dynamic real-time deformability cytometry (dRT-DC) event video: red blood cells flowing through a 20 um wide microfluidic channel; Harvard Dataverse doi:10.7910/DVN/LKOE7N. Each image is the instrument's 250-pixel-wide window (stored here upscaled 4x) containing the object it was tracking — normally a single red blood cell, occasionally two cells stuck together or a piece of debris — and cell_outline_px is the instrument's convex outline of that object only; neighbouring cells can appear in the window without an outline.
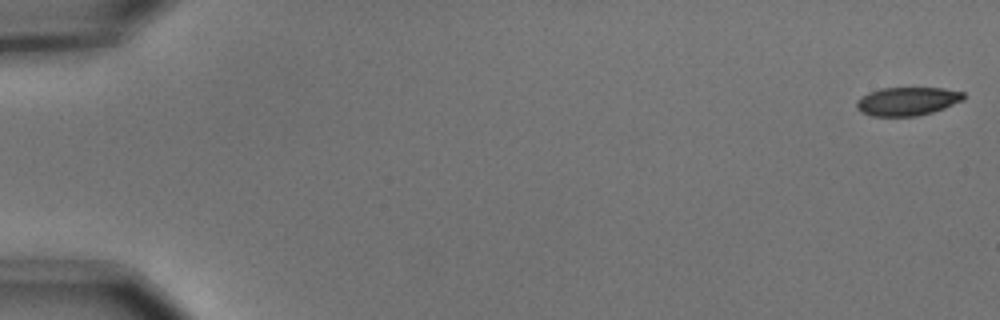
{"species": "common noctule bat (a hibernating species)", "species_latin": "Nyctalus noctula", "temperature_condition": "cold", "stored_images_in_passage": 8, "camera_frame_rate_fps": 3000, "um_per_image_px": 0.085, "animal": {"sex": "male", "body_mass_g": 15.6}, "frame": {"image": 1, "passage_image": 1, "time_ms": 0.0, "image_size_px": [1000, 320], "cell_outline_px": [[964, 100], [944, 108], [932, 112], [916, 116], [872, 116], [860, 112], [856, 108], [856, 100], [860, 96], [868, 92], [880, 88], [944, 88], [964, 92]], "centroid_in_image_um": [77.08, 8.6], "position_along_channel_um": 7.9, "area_um2": 17.92}}
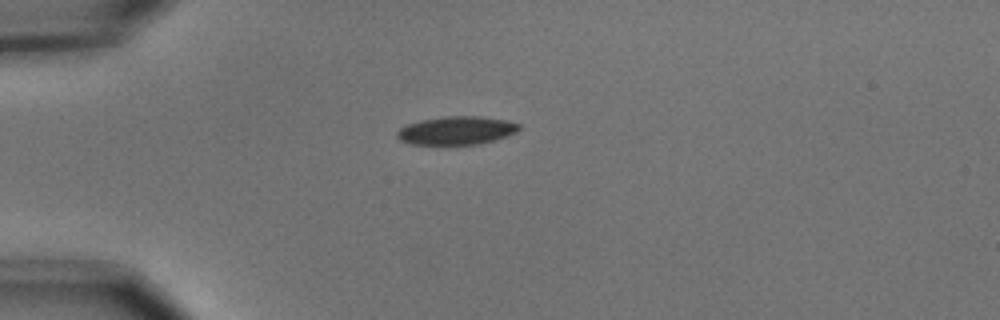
{"frame": {"image": 2, "passage_image": 5, "time_ms": 1.333, "image_size_px": [1000, 320], "cell_outline_px": [[520, 128], [516, 132], [508, 136], [480, 144], [412, 144], [400, 140], [396, 136], [396, 132], [400, 128], [408, 124], [420, 120], [448, 116], [480, 116], [504, 120], [520, 124]], "centroid_in_image_um": [38.8, 11.09], "position_along_channel_um": 46.2, "area_um2": 20.0}}
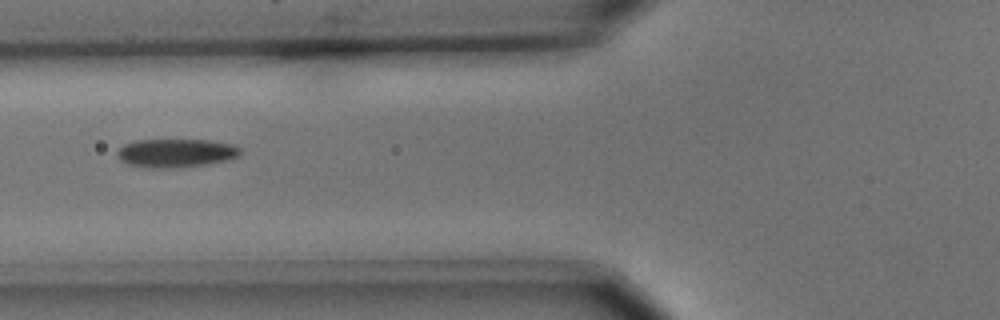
{"frame": {"image": 3, "passage_image": 7, "time_ms": 2.0, "image_size_px": [1000, 320], "cell_outline_px": [[240, 152], [236, 156], [224, 160], [208, 164], [180, 168], [148, 168], [128, 164], [120, 160], [116, 152], [124, 144], [136, 140], [208, 140], [232, 144], [240, 148]], "centroid_in_image_um": [14.91, 13.01], "position_along_channel_um": 110.9, "area_um2": 20.4}}